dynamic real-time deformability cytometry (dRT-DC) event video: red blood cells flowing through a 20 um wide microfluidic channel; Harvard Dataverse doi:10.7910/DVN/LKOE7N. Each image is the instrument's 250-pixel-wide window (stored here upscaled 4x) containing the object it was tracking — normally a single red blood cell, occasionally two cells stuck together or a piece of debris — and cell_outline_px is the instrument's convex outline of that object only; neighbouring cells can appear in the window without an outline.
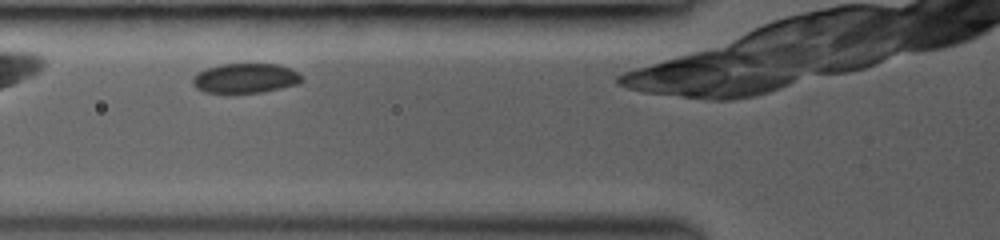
{"species": "common noctule bat (a hibernating species)", "species_latin": "Nyctalus noctula", "temperature_condition": "room temperature", "stored_images_in_passage": 13, "camera_frame_rate_fps": 3000, "um_per_image_px": 0.085, "animal": {"sex": "female", "body_mass_g": 19.0, "forearm_length_mm": 53.3}, "frame": {"image": 1, "passage_image": 3, "time_ms": 0.667, "image_size_px": [1000, 240], "cell_outline_px": [[304, 80], [300, 84], [260, 92], [204, 92], [196, 88], [192, 84], [192, 80], [196, 72], [220, 64], [276, 64], [288, 68], [296, 72]], "centroid_in_image_um": [20.83, 6.64], "position_along_channel_um": 105.0, "area_um2": 18.67}}